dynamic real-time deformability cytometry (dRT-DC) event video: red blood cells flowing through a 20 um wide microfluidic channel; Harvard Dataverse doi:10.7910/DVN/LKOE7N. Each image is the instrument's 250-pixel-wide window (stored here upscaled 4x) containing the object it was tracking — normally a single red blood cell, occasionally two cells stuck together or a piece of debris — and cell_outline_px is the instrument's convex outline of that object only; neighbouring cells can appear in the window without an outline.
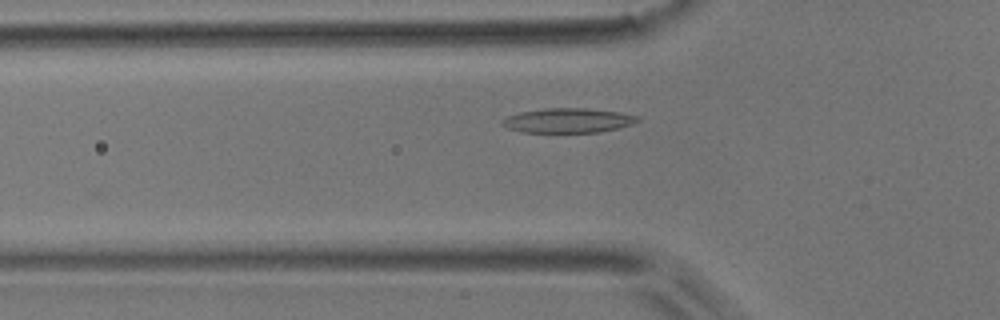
{"species": "common noctule bat (a hibernating species)", "species_latin": "Nyctalus noctula", "temperature_condition": "room temperature", "stored_images_in_passage": 39, "camera_frame_rate_fps": 3000, "um_per_image_px": 0.085, "animal": {"sex": "male", "body_mass_g": 17.9}, "frame": {"image": 1, "passage_image": 7, "time_ms": 2.0, "image_size_px": [1000, 320], "cell_outline_px": [[640, 120], [632, 124], [620, 128], [600, 132], [520, 132], [508, 128], [500, 124], [500, 120], [508, 116], [520, 112], [544, 108], [584, 108], [620, 112], [640, 116]], "centroid_in_image_um": [48.29, 10.24], "position_along_channel_um": 77.5, "area_um2": 19.54}}
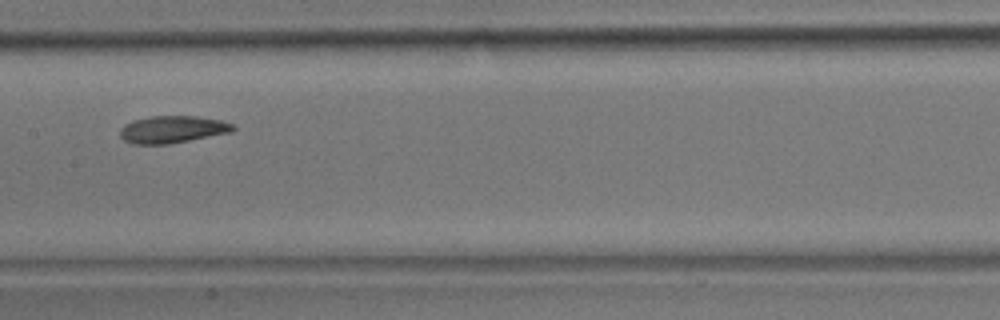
{"frame": {"image": 2, "passage_image": 16, "time_ms": 5.0, "image_size_px": [1000, 320], "cell_outline_px": [[236, 128], [232, 132], [168, 144], [132, 144], [124, 140], [120, 136], [120, 128], [124, 124], [132, 120], [152, 116], [196, 116], [220, 120], [232, 124]], "centroid_in_image_um": [14.63, 11.0], "position_along_channel_um": 192.8, "area_um2": 17.92}}
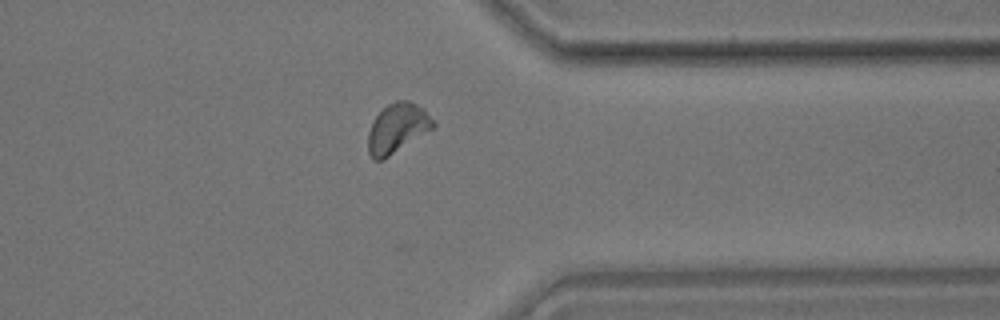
{"frame": {"image": 3, "passage_image": 31, "time_ms": 10.0, "image_size_px": [1000, 320], "cell_outline_px": [[436, 128], [388, 156], [380, 160], [372, 160], [368, 152], [368, 132], [372, 120], [388, 104], [396, 100], [408, 100], [424, 108], [436, 124]], "centroid_in_image_um": [33.79, 10.89], "position_along_channel_um": 377.6, "area_um2": 18.9}, "authors_computed_cell_mechanics": {"area_um2": 17.918, "velocity_mm_per_s": 3.815, "shape_relaxation_time_tau1_ms": 4.1488, "shape_relaxation_time_tau2_ms": 5.8486, "deformation_change_tau1": 0.1351, "deformation_change_tau2": 0.1098}}